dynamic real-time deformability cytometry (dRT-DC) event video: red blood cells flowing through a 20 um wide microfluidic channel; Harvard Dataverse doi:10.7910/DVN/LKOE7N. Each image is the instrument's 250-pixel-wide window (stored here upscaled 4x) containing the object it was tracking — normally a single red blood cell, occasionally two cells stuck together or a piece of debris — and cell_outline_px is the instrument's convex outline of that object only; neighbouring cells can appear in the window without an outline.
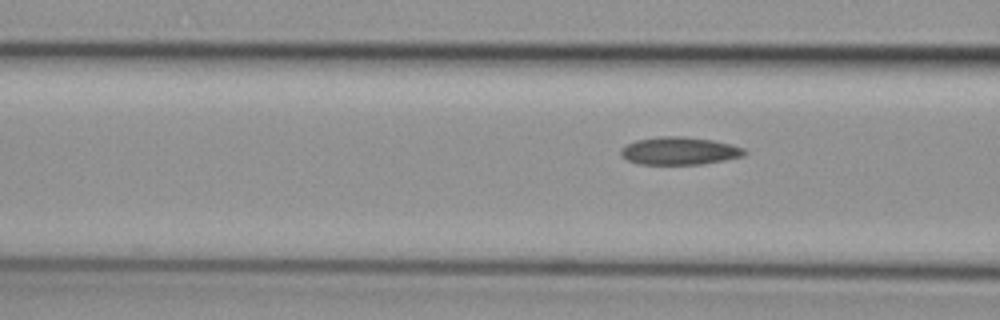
{"species": "common noctule bat (a hibernating species)", "species_latin": "Nyctalus noctula", "temperature_condition": "cold", "stored_images_in_passage": 8, "segment_of_instrument_passage": [2, 2], "camera_frame_rate_fps": 3000, "um_per_image_px": 0.085, "animal": {"sex": "female", "body_mass_g": 29.2, "forearm_length_mm": 56.3}, "frame": {"image": 1, "passage_image": 8, "time_ms": 2.333, "image_size_px": [1000, 320], "cell_outline_px": [[748, 152], [744, 156], [724, 160], [700, 164], [636, 164], [620, 156], [620, 148], [636, 140], [660, 136], [680, 136], [712, 140], [744, 148]], "centroid_in_image_um": [57.72, 12.83], "position_along_channel_um": 108.9, "area_um2": 19.94}}